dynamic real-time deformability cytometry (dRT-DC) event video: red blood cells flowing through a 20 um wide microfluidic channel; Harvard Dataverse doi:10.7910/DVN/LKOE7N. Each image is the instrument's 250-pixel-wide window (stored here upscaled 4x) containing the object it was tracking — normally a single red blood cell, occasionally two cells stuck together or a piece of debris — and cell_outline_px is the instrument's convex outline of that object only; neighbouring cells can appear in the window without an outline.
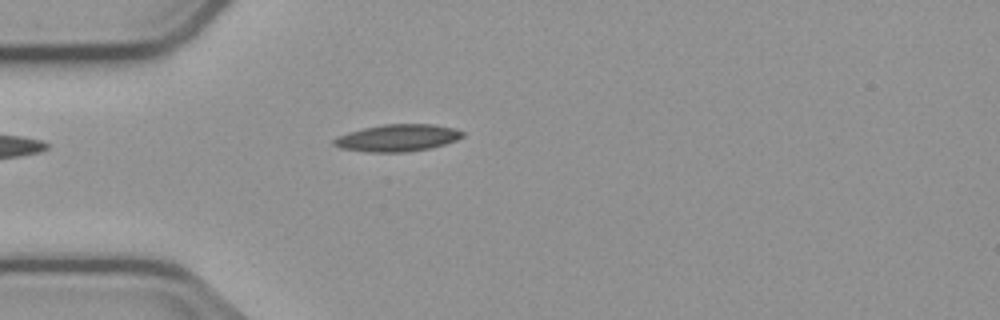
{"species": "common noctule bat (a hibernating species)", "species_latin": "Nyctalus noctula", "temperature_condition": "cold", "stored_images_in_passage": 2, "camera_frame_rate_fps": 3000, "um_per_image_px": 0.085, "animal": {"sex": "male", "body_mass_g": 23.1, "forearm_length_mm": 52.7}, "frame": {"image": 1, "passage_image": 2, "time_ms": 1.0, "image_size_px": [1000, 320], "cell_outline_px": [[464, 136], [456, 140], [432, 148], [408, 152], [368, 152], [340, 148], [332, 144], [332, 140], [336, 136], [364, 128], [384, 124], [432, 124], [452, 128], [464, 132]], "centroid_in_image_um": [33.77, 11.73], "position_along_channel_um": 51.2, "area_um2": 20.29}}